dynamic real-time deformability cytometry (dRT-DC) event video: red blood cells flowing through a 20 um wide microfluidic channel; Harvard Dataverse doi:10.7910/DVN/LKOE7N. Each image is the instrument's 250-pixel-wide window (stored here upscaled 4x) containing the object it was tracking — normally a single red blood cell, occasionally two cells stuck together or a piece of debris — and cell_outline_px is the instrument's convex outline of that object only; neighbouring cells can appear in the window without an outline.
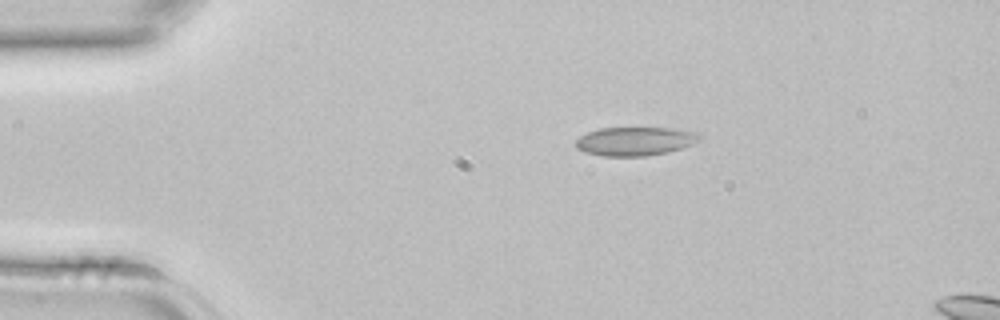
{"species": "common noctule bat (a hibernating species)", "species_latin": "Nyctalus noctula", "temperature_condition": "room temperature", "stored_images_in_passage": 4, "camera_frame_rate_fps": 3000, "um_per_image_px": 0.085, "animal": {"sex": "female", "body_mass_g": 22.7, "forearm_length_mm": 54.2}, "frame": {"image": 1, "passage_image": 2, "time_ms": 0.333, "image_size_px": [1000, 320], "cell_outline_px": [[700, 140], [692, 144], [668, 152], [648, 156], [600, 156], [584, 152], [576, 148], [576, 140], [580, 136], [588, 132], [600, 128], [668, 128], [692, 132], [700, 136]], "centroid_in_image_um": [53.92, 12.02], "position_along_channel_um": 31.1, "area_um2": 20.52}}